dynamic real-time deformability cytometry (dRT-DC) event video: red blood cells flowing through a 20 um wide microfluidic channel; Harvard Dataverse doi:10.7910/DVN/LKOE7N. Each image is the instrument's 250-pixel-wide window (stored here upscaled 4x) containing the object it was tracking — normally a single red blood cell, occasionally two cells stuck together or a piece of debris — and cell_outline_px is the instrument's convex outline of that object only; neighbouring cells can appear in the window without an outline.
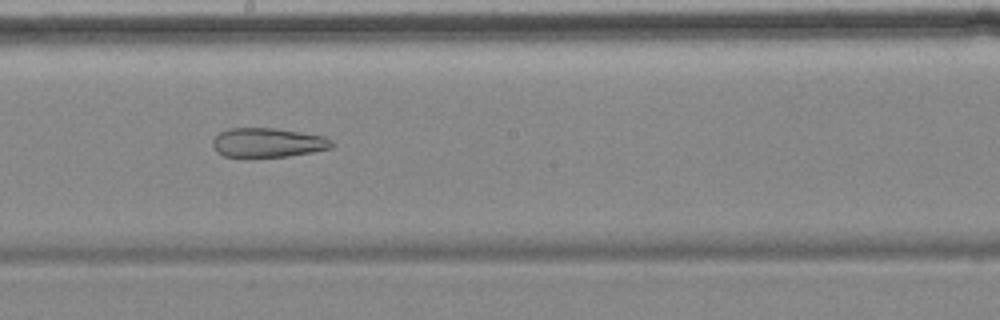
{"species": "common noctule bat (a hibernating species)", "species_latin": "Nyctalus noctula", "temperature_condition": "cold", "stored_images_in_passage": 9, "camera_frame_rate_fps": 3000, "um_per_image_px": 0.085, "animal": {"sex": "female", "body_mass_g": 18.4}, "frame": {"image": 1, "passage_image": 8, "time_ms": 8.0, "image_size_px": [1000, 320], "cell_outline_px": [[336, 144], [332, 148], [312, 152], [288, 156], [224, 156], [216, 152], [212, 144], [212, 140], [220, 132], [228, 128], [272, 128], [300, 132], [324, 136], [332, 140]], "centroid_in_image_um": [22.78, 12.11], "position_along_channel_um": 225.4, "area_um2": 20.23}}